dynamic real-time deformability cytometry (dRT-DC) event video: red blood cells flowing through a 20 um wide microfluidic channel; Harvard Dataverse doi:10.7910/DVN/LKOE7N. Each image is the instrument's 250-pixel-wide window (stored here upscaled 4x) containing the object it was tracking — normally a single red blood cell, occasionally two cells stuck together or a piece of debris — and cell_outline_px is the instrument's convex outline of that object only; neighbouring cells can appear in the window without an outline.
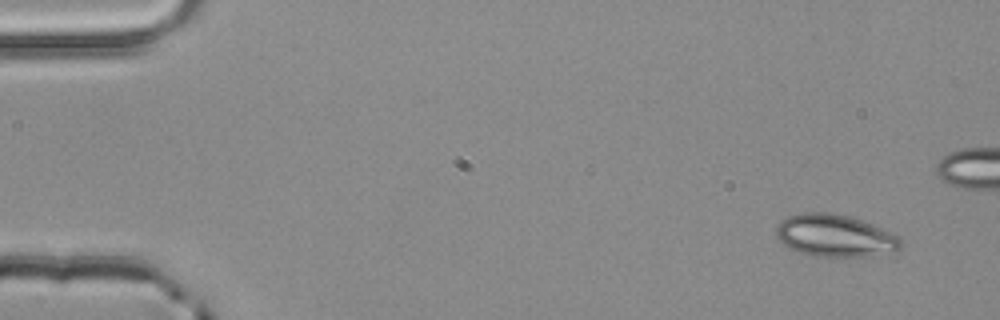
{"species": "common noctule bat (a hibernating species)", "species_latin": "Nyctalus noctula", "temperature_condition": "room temperature", "stored_images_in_passage": 4, "camera_frame_rate_fps": 3000, "um_per_image_px": 0.085, "animal": {"sex": "male", "body_mass_g": 20.4}, "frame": {"image": 1, "passage_image": 1, "time_ms": 0.0, "image_size_px": [1000, 320], "cell_outline_px": [[904, 244], [900, 252], [872, 256], [812, 256], [788, 248], [776, 236], [776, 228], [780, 220], [788, 216], [800, 212], [828, 212], [848, 216], [872, 224], [900, 236]], "centroid_in_image_um": [71.02, 20.04], "position_along_channel_um": 14.0, "area_um2": 31.15}}